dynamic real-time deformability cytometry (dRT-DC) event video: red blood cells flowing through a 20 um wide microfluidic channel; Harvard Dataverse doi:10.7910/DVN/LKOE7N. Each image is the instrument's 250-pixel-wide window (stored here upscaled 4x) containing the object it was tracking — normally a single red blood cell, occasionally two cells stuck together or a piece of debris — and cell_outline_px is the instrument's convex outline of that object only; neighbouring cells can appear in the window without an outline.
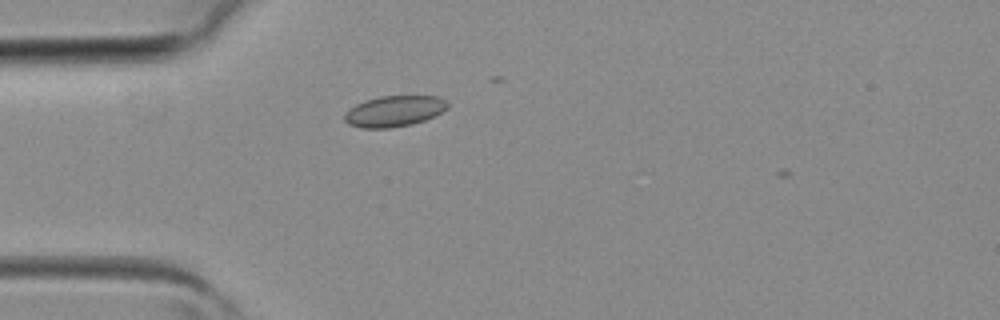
{"species": "common noctule bat (a hibernating species)", "species_latin": "Nyctalus noctula", "temperature_condition": "room temperature", "stored_images_in_passage": 3, "camera_frame_rate_fps": 3000, "um_per_image_px": 0.085, "animal": {"sex": "female", "body_mass_g": 19.3, "forearm_length_mm": 54.1}, "frame": {"image": 1, "passage_image": 2, "time_ms": 0.333, "image_size_px": [1000, 320], "cell_outline_px": [[448, 108], [424, 120], [412, 124], [388, 128], [360, 128], [348, 124], [344, 120], [344, 116], [356, 104], [364, 100], [380, 96], [440, 96], [448, 100]], "centroid_in_image_um": [33.52, 9.44], "position_along_channel_um": 51.5, "area_um2": 18.5}}